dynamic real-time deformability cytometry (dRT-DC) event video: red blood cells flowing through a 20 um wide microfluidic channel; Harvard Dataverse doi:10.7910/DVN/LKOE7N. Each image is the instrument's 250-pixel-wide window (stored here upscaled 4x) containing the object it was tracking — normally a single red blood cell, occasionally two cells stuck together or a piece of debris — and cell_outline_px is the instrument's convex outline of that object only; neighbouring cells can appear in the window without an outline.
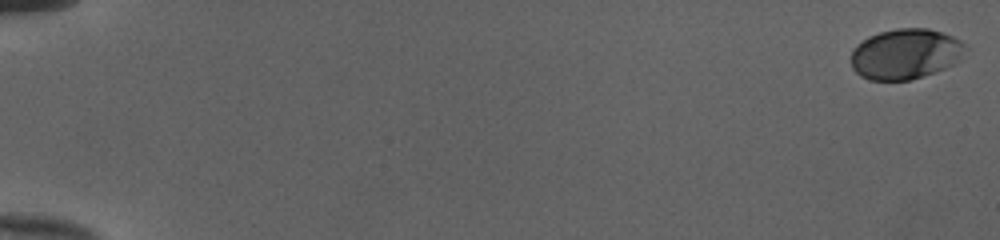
{"species": "human", "species_latin": "Homo sapiens", "temperature_condition": "cold", "stored_images_in_passage": 53, "camera_frame_rate_fps": 3000, "um_per_image_px": 0.085, "donor": {"sex": "female"}, "frame": {"image": 1, "passage_image": 1, "time_ms": 0.0, "image_size_px": [1000, 240], "cell_outline_px": [[968, 48], [960, 60], [944, 68], [908, 80], [868, 80], [860, 76], [852, 68], [852, 48], [856, 44], [868, 36], [880, 32], [896, 28], [928, 28], [952, 36], [968, 44]], "centroid_in_image_um": [76.96, 4.57], "position_along_channel_um": 8.0, "area_um2": 33.7}}
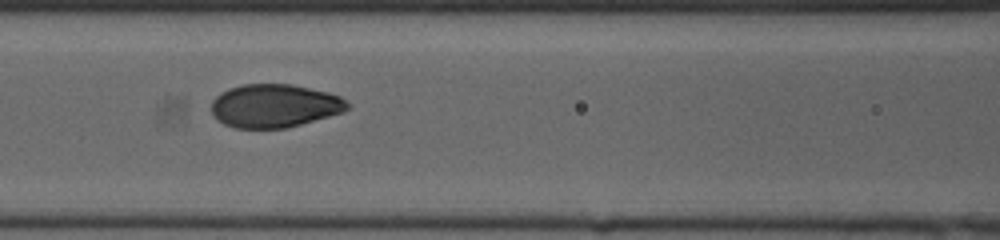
{"frame": {"image": 2, "passage_image": 26, "time_ms": 8.333, "image_size_px": [1000, 240], "cell_outline_px": [[352, 108], [344, 112], [300, 124], [284, 128], [236, 128], [224, 124], [216, 120], [212, 116], [212, 100], [220, 92], [228, 88], [244, 84], [292, 84], [328, 92], [340, 96]], "centroid_in_image_um": [23.31, 8.99], "position_along_channel_um": 143.3, "area_um2": 34.51}}
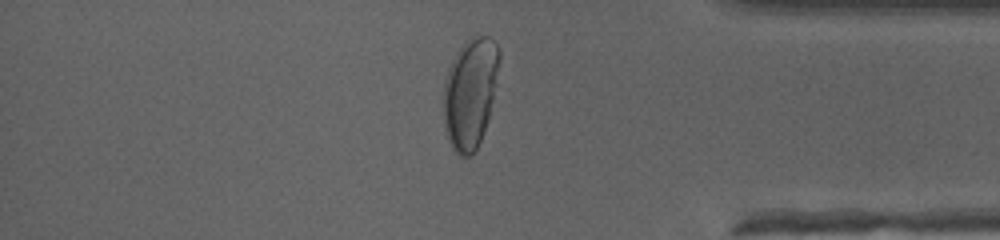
{"frame": {"image": 3, "passage_image": 46, "time_ms": 15.0, "image_size_px": [1000, 240], "cell_outline_px": [[500, 60], [496, 84], [488, 120], [480, 140], [476, 148], [468, 156], [460, 156], [452, 148], [444, 128], [444, 80], [448, 68], [452, 60], [460, 48], [468, 40], [480, 36], [488, 36], [496, 40], [500, 48]], "centroid_in_image_um": [39.98, 7.88], "position_along_channel_um": 395.2, "area_um2": 35.72}, "authors_computed_cell_mechanics": {"area_um2": 34.7956, "velocity_mm_per_s": 4.0045, "shape_relaxation_time_tau1_ms": 4.1233, "shape_relaxation_time_tau2_ms": null, "deformation_change_tau1": 0.1805, "deformation_change_tau2": null}}